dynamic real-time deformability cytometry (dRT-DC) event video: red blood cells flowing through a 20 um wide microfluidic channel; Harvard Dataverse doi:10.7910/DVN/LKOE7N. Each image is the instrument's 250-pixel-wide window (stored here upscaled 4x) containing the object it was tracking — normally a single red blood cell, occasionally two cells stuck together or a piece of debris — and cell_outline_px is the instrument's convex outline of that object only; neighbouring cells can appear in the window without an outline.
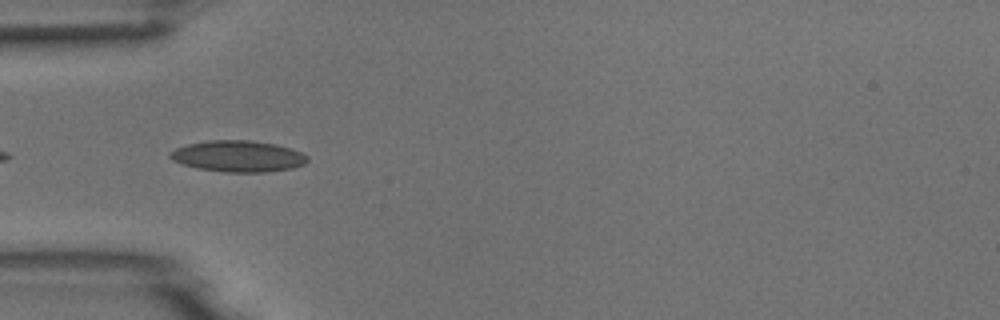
{"species": "common noctule bat (a hibernating species)", "species_latin": "Nyctalus noctula", "temperature_condition": "room temperature", "stored_images_in_passage": 9, "camera_frame_rate_fps": 3000, "um_per_image_px": 0.085, "animal": {"sex": "male", "body_mass_g": 18.8}, "frame": {"image": 1, "passage_image": 2, "time_ms": 0.333, "image_size_px": [1000, 320], "cell_outline_px": [[308, 160], [304, 164], [292, 168], [264, 172], [224, 172], [196, 168], [172, 160], [168, 156], [168, 152], [176, 148], [188, 144], [208, 140], [248, 140], [276, 144], [300, 152], [308, 156]], "centroid_in_image_um": [20.2, 13.28], "position_along_channel_um": 64.8, "area_um2": 24.97}}